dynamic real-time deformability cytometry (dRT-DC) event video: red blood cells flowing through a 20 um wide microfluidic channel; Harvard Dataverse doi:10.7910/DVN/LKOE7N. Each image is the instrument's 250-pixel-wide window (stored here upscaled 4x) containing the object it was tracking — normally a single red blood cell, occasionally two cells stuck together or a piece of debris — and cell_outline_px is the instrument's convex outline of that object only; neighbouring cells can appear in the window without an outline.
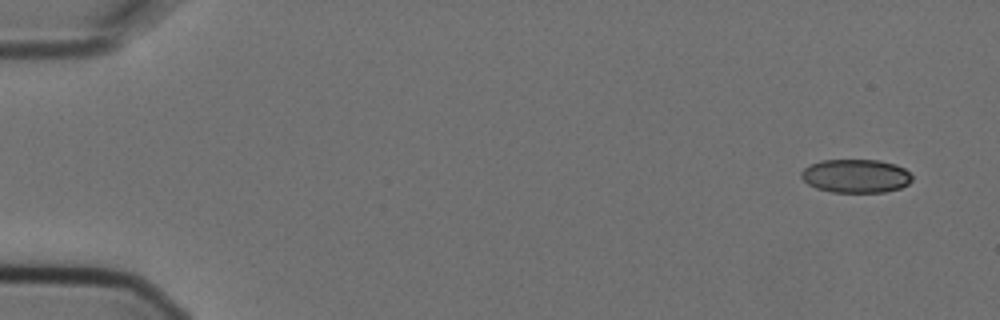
{"species": "Egyptian fruit bat (a non-hibernating species)", "species_latin": "Rousettus aegyptiacus", "temperature_condition": "cold", "stored_images_in_passage": 5, "camera_frame_rate_fps": 3000, "um_per_image_px": 0.085, "animal": {"sex": "female"}, "frame": {"image": 1, "passage_image": 1, "time_ms": 0.0, "image_size_px": [1000, 320], "cell_outline_px": [[912, 180], [908, 184], [900, 188], [884, 192], [832, 192], [816, 188], [808, 184], [800, 176], [800, 172], [804, 168], [820, 160], [880, 160], [896, 164], [904, 168], [912, 176]], "centroid_in_image_um": [72.74, 14.95], "position_along_channel_um": 12.3, "area_um2": 21.73}}
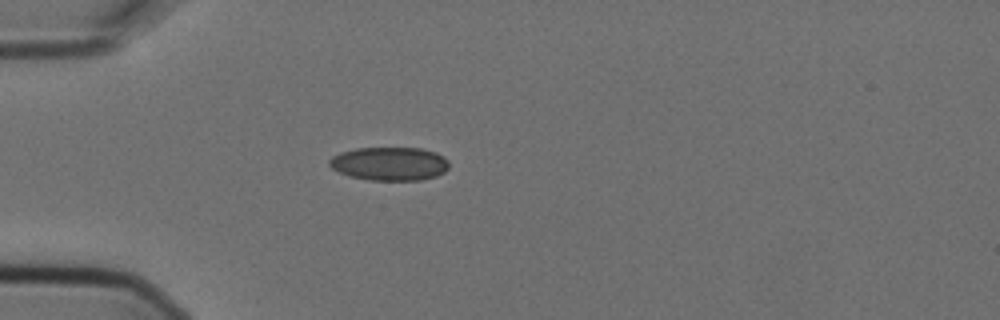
{"frame": {"image": 2, "passage_image": 4, "time_ms": 1.0, "image_size_px": [1000, 320], "cell_outline_px": [[448, 168], [444, 172], [436, 176], [420, 180], [372, 180], [352, 176], [340, 172], [332, 168], [328, 164], [328, 160], [332, 156], [340, 152], [356, 148], [420, 148], [436, 152], [444, 156], [448, 160]], "centroid_in_image_um": [33.12, 13.9], "position_along_channel_um": 51.9, "area_um2": 23.35}}